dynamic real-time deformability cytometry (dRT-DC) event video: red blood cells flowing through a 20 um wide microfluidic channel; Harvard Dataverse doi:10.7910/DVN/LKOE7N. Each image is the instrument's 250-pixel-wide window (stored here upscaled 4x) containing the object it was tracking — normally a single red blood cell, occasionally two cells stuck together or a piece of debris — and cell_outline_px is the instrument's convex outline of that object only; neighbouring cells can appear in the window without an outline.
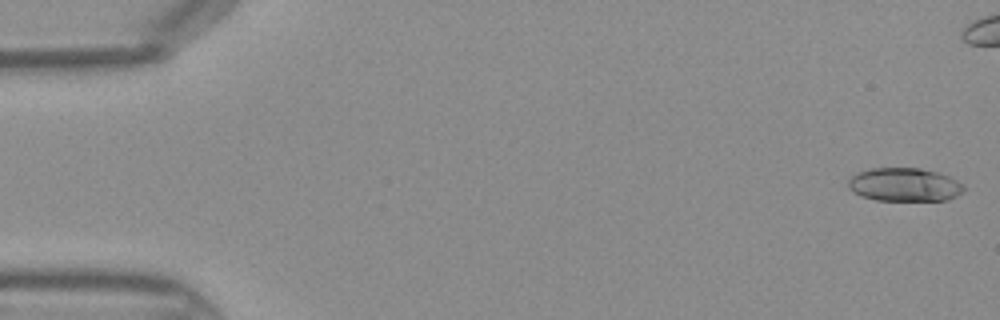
{"species": "Egyptian fruit bat (a non-hibernating species)", "species_latin": "Rousettus aegyptiacus", "temperature_condition": "warm", "stored_images_in_passage": 22, "camera_frame_rate_fps": 3000, "um_per_image_px": 0.085, "frame": {"image": 1, "passage_image": 1, "time_ms": 0.0, "image_size_px": [1000, 320], "cell_outline_px": [[964, 188], [956, 196], [948, 200], [876, 200], [860, 196], [848, 188], [848, 180], [856, 172], [872, 168], [920, 168], [936, 172], [948, 176], [964, 184]], "centroid_in_image_um": [76.84, 15.69], "position_along_channel_um": 8.2, "area_um2": 22.48}}
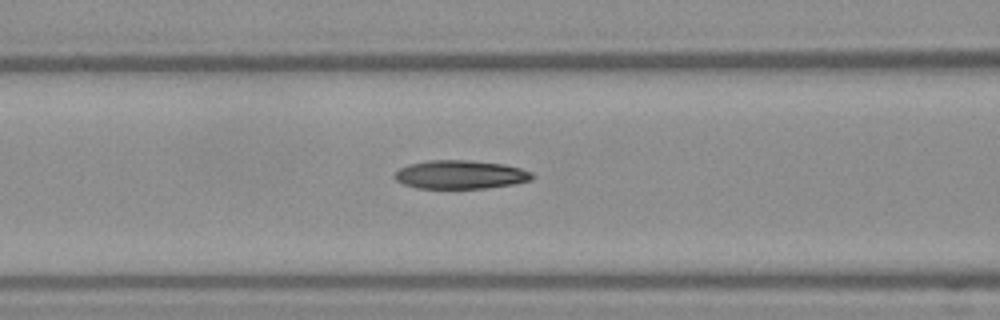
{"frame": {"image": 2, "passage_image": 18, "time_ms": 5.667, "image_size_px": [1000, 320], "cell_outline_px": [[536, 176], [532, 180], [512, 184], [488, 188], [416, 188], [404, 184], [396, 180], [392, 176], [400, 168], [408, 164], [428, 160], [468, 160], [504, 164], [520, 168], [532, 172]], "centroid_in_image_um": [39.14, 14.84], "position_along_channel_um": 127.5, "area_um2": 23.0}}
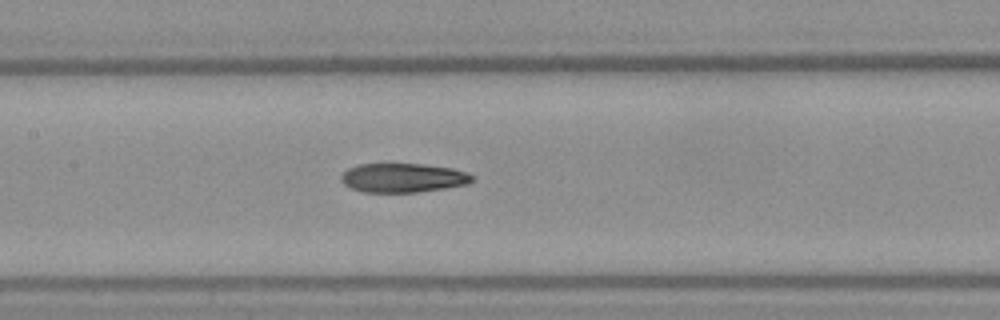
{"frame": {"image": 3, "passage_image": 21, "time_ms": 6.667, "image_size_px": [1000, 320], "cell_outline_px": [[476, 176], [468, 184], [444, 188], [416, 192], [364, 192], [352, 188], [344, 184], [340, 180], [340, 176], [348, 168], [360, 164], [424, 164], [452, 168], [468, 172]], "centroid_in_image_um": [34.28, 15.11], "position_along_channel_um": 173.1, "area_um2": 22.25}}